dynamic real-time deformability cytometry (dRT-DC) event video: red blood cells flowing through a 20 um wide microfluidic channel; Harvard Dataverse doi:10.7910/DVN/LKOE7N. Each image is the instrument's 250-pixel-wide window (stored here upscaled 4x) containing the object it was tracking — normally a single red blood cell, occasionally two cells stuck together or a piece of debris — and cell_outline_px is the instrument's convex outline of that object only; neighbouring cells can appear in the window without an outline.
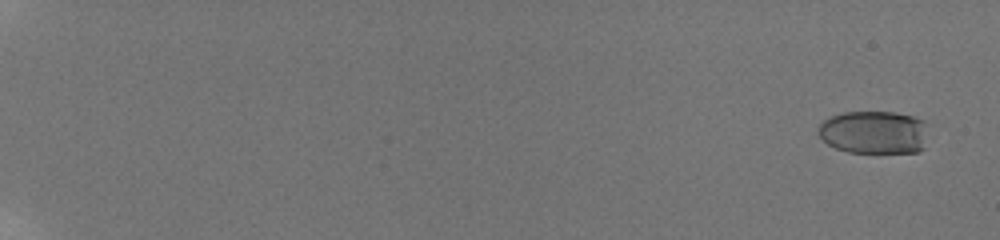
{"species": "human", "species_latin": "Homo sapiens", "temperature_condition": "room temperature", "stored_images_in_passage": 56, "camera_frame_rate_fps": 3000, "um_per_image_px": 0.085, "donor": {"sex": "male"}, "frame": {"image": 1, "passage_image": 1, "time_ms": 0.0, "image_size_px": [1000, 240], "cell_outline_px": [[924, 148], [920, 152], [848, 152], [836, 148], [828, 144], [816, 132], [816, 128], [824, 120], [832, 116], [844, 112], [896, 112], [916, 116], [924, 120]], "centroid_in_image_um": [74.26, 11.23], "position_along_channel_um": 10.7, "area_um2": 27.57}}
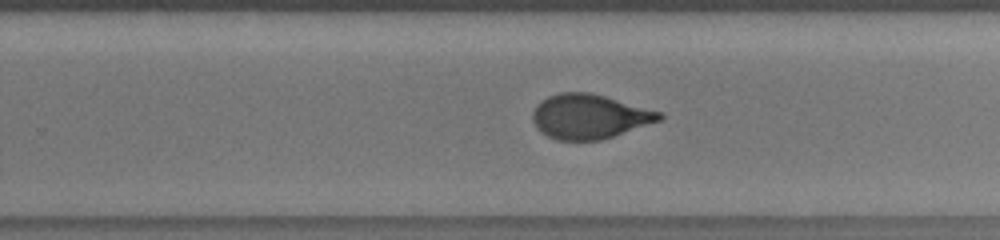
{"frame": {"image": 2, "passage_image": 44, "time_ms": 13.333, "image_size_px": [1000, 240], "cell_outline_px": [[664, 116], [660, 120], [600, 140], [556, 140], [540, 132], [536, 128], [532, 120], [532, 112], [536, 104], [540, 100], [548, 96], [560, 92], [592, 92], [664, 112]], "centroid_in_image_um": [50.07, 9.88], "position_along_channel_um": 279.7, "area_um2": 33.12}}
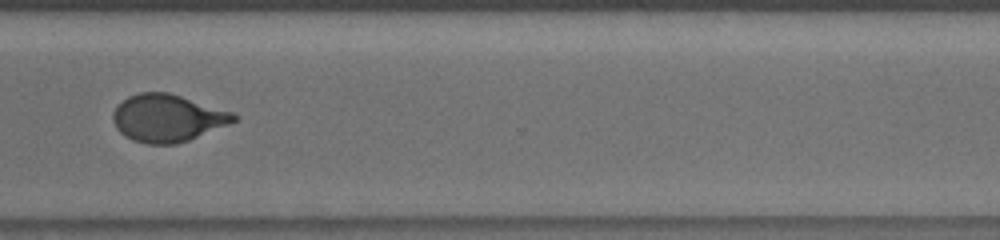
{"frame": {"image": 3, "passage_image": 48, "time_ms": 15.333, "image_size_px": [1000, 240], "cell_outline_px": [[240, 116], [236, 120], [228, 124], [188, 140], [176, 144], [148, 144], [132, 140], [124, 136], [116, 128], [112, 120], [112, 112], [128, 96], [140, 92], [168, 92], [232, 112]], "centroid_in_image_um": [14.21, 10.04], "position_along_channel_um": 356.4, "area_um2": 33.12}, "authors_computed_cell_mechanics": {"area_um2": 32.3969, "velocity_mm_per_s": 3.8165, "shape_relaxation_time_tau1_ms": 4.8797, "shape_relaxation_time_tau2_ms": 0.5673, "deformation_change_tau1": 0.1922, "deformation_change_tau2": 0.0696}}